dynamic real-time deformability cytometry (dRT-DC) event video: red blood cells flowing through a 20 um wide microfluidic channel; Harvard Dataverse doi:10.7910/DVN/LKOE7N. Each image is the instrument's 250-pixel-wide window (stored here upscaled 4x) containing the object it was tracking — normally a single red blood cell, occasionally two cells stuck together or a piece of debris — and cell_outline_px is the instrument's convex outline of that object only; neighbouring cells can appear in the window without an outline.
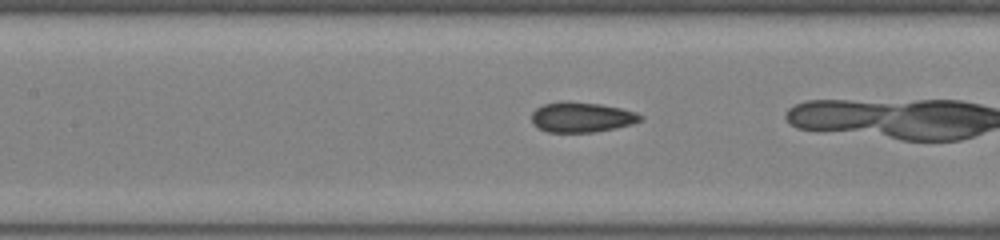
{"species": "common noctule bat (a hibernating species)", "species_latin": "Nyctalus noctula", "temperature_condition": "room temperature", "stored_images_in_passage": 6, "camera_frame_rate_fps": 3000, "um_per_image_px": 0.085, "animal": {"sex": "female", "body_mass_g": 22.0, "forearm_length_mm": 56.7}, "frame": {"image": 1, "passage_image": 5, "time_ms": 1.333, "image_size_px": [1000, 240], "cell_outline_px": [[644, 120], [632, 124], [616, 128], [592, 132], [548, 132], [532, 124], [532, 112], [536, 108], [544, 104], [564, 100], [600, 104], [620, 108], [636, 112], [644, 116]], "centroid_in_image_um": [49.46, 9.95], "position_along_channel_um": 157.9, "area_um2": 19.25}}